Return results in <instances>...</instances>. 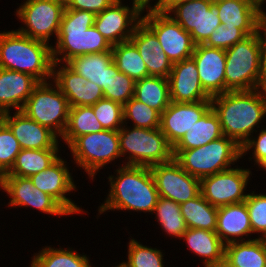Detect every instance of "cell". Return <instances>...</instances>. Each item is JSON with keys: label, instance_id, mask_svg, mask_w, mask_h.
I'll return each mask as SVG.
<instances>
[{"label": "cell", "instance_id": "cell-1", "mask_svg": "<svg viewBox=\"0 0 266 267\" xmlns=\"http://www.w3.org/2000/svg\"><path fill=\"white\" fill-rule=\"evenodd\" d=\"M211 108L219 118L223 135L242 147L266 116V94L258 89L227 91L211 97Z\"/></svg>", "mask_w": 266, "mask_h": 267}, {"label": "cell", "instance_id": "cell-2", "mask_svg": "<svg viewBox=\"0 0 266 267\" xmlns=\"http://www.w3.org/2000/svg\"><path fill=\"white\" fill-rule=\"evenodd\" d=\"M108 177L110 189L98 213L108 210L152 212L159 198L150 167L124 165ZM115 176V177H114Z\"/></svg>", "mask_w": 266, "mask_h": 267}, {"label": "cell", "instance_id": "cell-3", "mask_svg": "<svg viewBox=\"0 0 266 267\" xmlns=\"http://www.w3.org/2000/svg\"><path fill=\"white\" fill-rule=\"evenodd\" d=\"M95 17L89 11L65 9L56 46H51L53 62L67 63L77 56L112 50L111 44L95 28Z\"/></svg>", "mask_w": 266, "mask_h": 267}, {"label": "cell", "instance_id": "cell-4", "mask_svg": "<svg viewBox=\"0 0 266 267\" xmlns=\"http://www.w3.org/2000/svg\"><path fill=\"white\" fill-rule=\"evenodd\" d=\"M52 45L17 30L0 33V67L32 75L39 82L52 79Z\"/></svg>", "mask_w": 266, "mask_h": 267}, {"label": "cell", "instance_id": "cell-5", "mask_svg": "<svg viewBox=\"0 0 266 267\" xmlns=\"http://www.w3.org/2000/svg\"><path fill=\"white\" fill-rule=\"evenodd\" d=\"M265 47L261 27L256 33L225 50V92L257 89L261 58Z\"/></svg>", "mask_w": 266, "mask_h": 267}, {"label": "cell", "instance_id": "cell-6", "mask_svg": "<svg viewBox=\"0 0 266 267\" xmlns=\"http://www.w3.org/2000/svg\"><path fill=\"white\" fill-rule=\"evenodd\" d=\"M241 157V147L226 136L201 147L173 151V159L191 176L199 179L231 168Z\"/></svg>", "mask_w": 266, "mask_h": 267}, {"label": "cell", "instance_id": "cell-7", "mask_svg": "<svg viewBox=\"0 0 266 267\" xmlns=\"http://www.w3.org/2000/svg\"><path fill=\"white\" fill-rule=\"evenodd\" d=\"M124 124L119 132L120 153L125 165L151 167L173 159V147L160 128L145 129Z\"/></svg>", "mask_w": 266, "mask_h": 267}, {"label": "cell", "instance_id": "cell-8", "mask_svg": "<svg viewBox=\"0 0 266 267\" xmlns=\"http://www.w3.org/2000/svg\"><path fill=\"white\" fill-rule=\"evenodd\" d=\"M69 108L65 95L49 80L33 89L21 111L61 138L68 124Z\"/></svg>", "mask_w": 266, "mask_h": 267}, {"label": "cell", "instance_id": "cell-9", "mask_svg": "<svg viewBox=\"0 0 266 267\" xmlns=\"http://www.w3.org/2000/svg\"><path fill=\"white\" fill-rule=\"evenodd\" d=\"M77 166L94 180L96 173L121 156L119 132L102 130L77 137L69 146Z\"/></svg>", "mask_w": 266, "mask_h": 267}, {"label": "cell", "instance_id": "cell-10", "mask_svg": "<svg viewBox=\"0 0 266 267\" xmlns=\"http://www.w3.org/2000/svg\"><path fill=\"white\" fill-rule=\"evenodd\" d=\"M65 8V0H26L16 9V16L25 25L17 31L49 44L51 36L58 37Z\"/></svg>", "mask_w": 266, "mask_h": 267}, {"label": "cell", "instance_id": "cell-11", "mask_svg": "<svg viewBox=\"0 0 266 267\" xmlns=\"http://www.w3.org/2000/svg\"><path fill=\"white\" fill-rule=\"evenodd\" d=\"M141 21L156 35L161 48L172 63L191 58L195 44L186 32L169 14L147 8Z\"/></svg>", "mask_w": 266, "mask_h": 267}, {"label": "cell", "instance_id": "cell-12", "mask_svg": "<svg viewBox=\"0 0 266 267\" xmlns=\"http://www.w3.org/2000/svg\"><path fill=\"white\" fill-rule=\"evenodd\" d=\"M167 14L190 33L195 45L204 44L221 24L218 7L213 0H191L179 3Z\"/></svg>", "mask_w": 266, "mask_h": 267}, {"label": "cell", "instance_id": "cell-13", "mask_svg": "<svg viewBox=\"0 0 266 267\" xmlns=\"http://www.w3.org/2000/svg\"><path fill=\"white\" fill-rule=\"evenodd\" d=\"M251 171L242 167H231L219 173L200 179L203 198L213 206L220 207L244 202Z\"/></svg>", "mask_w": 266, "mask_h": 267}, {"label": "cell", "instance_id": "cell-14", "mask_svg": "<svg viewBox=\"0 0 266 267\" xmlns=\"http://www.w3.org/2000/svg\"><path fill=\"white\" fill-rule=\"evenodd\" d=\"M144 9L132 2V7L116 0L112 5L96 15L94 26L111 44L129 41L136 26L141 22Z\"/></svg>", "mask_w": 266, "mask_h": 267}, {"label": "cell", "instance_id": "cell-15", "mask_svg": "<svg viewBox=\"0 0 266 267\" xmlns=\"http://www.w3.org/2000/svg\"><path fill=\"white\" fill-rule=\"evenodd\" d=\"M159 197L182 204L198 196L200 179L188 174L172 159L150 167Z\"/></svg>", "mask_w": 266, "mask_h": 267}, {"label": "cell", "instance_id": "cell-16", "mask_svg": "<svg viewBox=\"0 0 266 267\" xmlns=\"http://www.w3.org/2000/svg\"><path fill=\"white\" fill-rule=\"evenodd\" d=\"M1 189L11 197L8 207H30L53 216L71 215L51 195L36 188L30 178L1 176Z\"/></svg>", "mask_w": 266, "mask_h": 267}, {"label": "cell", "instance_id": "cell-17", "mask_svg": "<svg viewBox=\"0 0 266 267\" xmlns=\"http://www.w3.org/2000/svg\"><path fill=\"white\" fill-rule=\"evenodd\" d=\"M211 108V101L177 103L171 101L161 113L160 129L174 147Z\"/></svg>", "mask_w": 266, "mask_h": 267}, {"label": "cell", "instance_id": "cell-18", "mask_svg": "<svg viewBox=\"0 0 266 267\" xmlns=\"http://www.w3.org/2000/svg\"><path fill=\"white\" fill-rule=\"evenodd\" d=\"M66 161L59 157L51 166L45 170L31 175L29 178L33 185L40 191L51 195L56 199L70 214L84 212L70 198L67 193L76 189L72 174L69 172Z\"/></svg>", "mask_w": 266, "mask_h": 267}, {"label": "cell", "instance_id": "cell-19", "mask_svg": "<svg viewBox=\"0 0 266 267\" xmlns=\"http://www.w3.org/2000/svg\"><path fill=\"white\" fill-rule=\"evenodd\" d=\"M61 64L53 62L52 81L65 95L70 107L92 106L104 98L100 86L77 74L66 63Z\"/></svg>", "mask_w": 266, "mask_h": 267}, {"label": "cell", "instance_id": "cell-20", "mask_svg": "<svg viewBox=\"0 0 266 267\" xmlns=\"http://www.w3.org/2000/svg\"><path fill=\"white\" fill-rule=\"evenodd\" d=\"M219 11L221 24L240 28L247 36L256 33L263 24L266 12L260 0H213Z\"/></svg>", "mask_w": 266, "mask_h": 267}, {"label": "cell", "instance_id": "cell-21", "mask_svg": "<svg viewBox=\"0 0 266 267\" xmlns=\"http://www.w3.org/2000/svg\"><path fill=\"white\" fill-rule=\"evenodd\" d=\"M168 82L170 98L173 102L211 101V96L201 85L198 70L192 57L173 63Z\"/></svg>", "mask_w": 266, "mask_h": 267}, {"label": "cell", "instance_id": "cell-22", "mask_svg": "<svg viewBox=\"0 0 266 267\" xmlns=\"http://www.w3.org/2000/svg\"><path fill=\"white\" fill-rule=\"evenodd\" d=\"M10 114V115H9ZM2 113V121L9 127L22 149H58L59 137L48 128L27 117L22 111Z\"/></svg>", "mask_w": 266, "mask_h": 267}, {"label": "cell", "instance_id": "cell-23", "mask_svg": "<svg viewBox=\"0 0 266 267\" xmlns=\"http://www.w3.org/2000/svg\"><path fill=\"white\" fill-rule=\"evenodd\" d=\"M192 58L203 89L211 96L225 93V50L195 45Z\"/></svg>", "mask_w": 266, "mask_h": 267}, {"label": "cell", "instance_id": "cell-24", "mask_svg": "<svg viewBox=\"0 0 266 267\" xmlns=\"http://www.w3.org/2000/svg\"><path fill=\"white\" fill-rule=\"evenodd\" d=\"M130 41L145 62L148 76L168 78L173 63L161 48L156 35L142 21L136 26Z\"/></svg>", "mask_w": 266, "mask_h": 267}, {"label": "cell", "instance_id": "cell-25", "mask_svg": "<svg viewBox=\"0 0 266 267\" xmlns=\"http://www.w3.org/2000/svg\"><path fill=\"white\" fill-rule=\"evenodd\" d=\"M39 83L30 74L0 67V112L21 111Z\"/></svg>", "mask_w": 266, "mask_h": 267}, {"label": "cell", "instance_id": "cell-26", "mask_svg": "<svg viewBox=\"0 0 266 267\" xmlns=\"http://www.w3.org/2000/svg\"><path fill=\"white\" fill-rule=\"evenodd\" d=\"M215 232L225 245L232 242L252 240V238L250 239L252 227L246 202L218 207ZM244 236L247 238L246 240Z\"/></svg>", "mask_w": 266, "mask_h": 267}, {"label": "cell", "instance_id": "cell-27", "mask_svg": "<svg viewBox=\"0 0 266 267\" xmlns=\"http://www.w3.org/2000/svg\"><path fill=\"white\" fill-rule=\"evenodd\" d=\"M195 255L202 257L204 267H214L224 260L225 244L215 231L187 228L181 237Z\"/></svg>", "mask_w": 266, "mask_h": 267}, {"label": "cell", "instance_id": "cell-28", "mask_svg": "<svg viewBox=\"0 0 266 267\" xmlns=\"http://www.w3.org/2000/svg\"><path fill=\"white\" fill-rule=\"evenodd\" d=\"M224 260L233 267H266V239L226 244Z\"/></svg>", "mask_w": 266, "mask_h": 267}, {"label": "cell", "instance_id": "cell-29", "mask_svg": "<svg viewBox=\"0 0 266 267\" xmlns=\"http://www.w3.org/2000/svg\"><path fill=\"white\" fill-rule=\"evenodd\" d=\"M112 62V52L107 51L77 56L66 64L77 74L94 82L104 91L108 87L109 64Z\"/></svg>", "mask_w": 266, "mask_h": 267}, {"label": "cell", "instance_id": "cell-30", "mask_svg": "<svg viewBox=\"0 0 266 267\" xmlns=\"http://www.w3.org/2000/svg\"><path fill=\"white\" fill-rule=\"evenodd\" d=\"M223 135L217 114L210 108L205 115L186 132L184 137L173 147V151L189 150L208 144Z\"/></svg>", "mask_w": 266, "mask_h": 267}, {"label": "cell", "instance_id": "cell-31", "mask_svg": "<svg viewBox=\"0 0 266 267\" xmlns=\"http://www.w3.org/2000/svg\"><path fill=\"white\" fill-rule=\"evenodd\" d=\"M59 149H22L11 169L2 176L29 178L51 166L60 156Z\"/></svg>", "mask_w": 266, "mask_h": 267}, {"label": "cell", "instance_id": "cell-32", "mask_svg": "<svg viewBox=\"0 0 266 267\" xmlns=\"http://www.w3.org/2000/svg\"><path fill=\"white\" fill-rule=\"evenodd\" d=\"M134 98L161 114L171 103L168 78L148 76L135 81Z\"/></svg>", "mask_w": 266, "mask_h": 267}, {"label": "cell", "instance_id": "cell-33", "mask_svg": "<svg viewBox=\"0 0 266 267\" xmlns=\"http://www.w3.org/2000/svg\"><path fill=\"white\" fill-rule=\"evenodd\" d=\"M180 210L187 228L216 231L218 207L208 203L201 193L180 204Z\"/></svg>", "mask_w": 266, "mask_h": 267}, {"label": "cell", "instance_id": "cell-34", "mask_svg": "<svg viewBox=\"0 0 266 267\" xmlns=\"http://www.w3.org/2000/svg\"><path fill=\"white\" fill-rule=\"evenodd\" d=\"M104 130L97 120L92 106L69 108L68 124L61 139L69 146L77 137Z\"/></svg>", "mask_w": 266, "mask_h": 267}, {"label": "cell", "instance_id": "cell-35", "mask_svg": "<svg viewBox=\"0 0 266 267\" xmlns=\"http://www.w3.org/2000/svg\"><path fill=\"white\" fill-rule=\"evenodd\" d=\"M31 260L30 267H92L86 255H81L70 247H44L39 253H35Z\"/></svg>", "mask_w": 266, "mask_h": 267}, {"label": "cell", "instance_id": "cell-36", "mask_svg": "<svg viewBox=\"0 0 266 267\" xmlns=\"http://www.w3.org/2000/svg\"><path fill=\"white\" fill-rule=\"evenodd\" d=\"M112 58L118 70L134 81L148 77L145 62L136 46L129 40L112 46Z\"/></svg>", "mask_w": 266, "mask_h": 267}, {"label": "cell", "instance_id": "cell-37", "mask_svg": "<svg viewBox=\"0 0 266 267\" xmlns=\"http://www.w3.org/2000/svg\"><path fill=\"white\" fill-rule=\"evenodd\" d=\"M155 219L161 228L170 236L181 238L187 230L180 204L171 199L159 197L154 208Z\"/></svg>", "mask_w": 266, "mask_h": 267}, {"label": "cell", "instance_id": "cell-38", "mask_svg": "<svg viewBox=\"0 0 266 267\" xmlns=\"http://www.w3.org/2000/svg\"><path fill=\"white\" fill-rule=\"evenodd\" d=\"M135 81L120 72L114 62L109 64L108 87L103 91L104 98L124 105L134 97Z\"/></svg>", "mask_w": 266, "mask_h": 267}, {"label": "cell", "instance_id": "cell-39", "mask_svg": "<svg viewBox=\"0 0 266 267\" xmlns=\"http://www.w3.org/2000/svg\"><path fill=\"white\" fill-rule=\"evenodd\" d=\"M124 124L131 119L132 127L156 129L160 128L161 114L146 104L132 97L123 105Z\"/></svg>", "mask_w": 266, "mask_h": 267}, {"label": "cell", "instance_id": "cell-40", "mask_svg": "<svg viewBox=\"0 0 266 267\" xmlns=\"http://www.w3.org/2000/svg\"><path fill=\"white\" fill-rule=\"evenodd\" d=\"M128 244V260L124 262L127 267H164L161 250L145 246L134 238Z\"/></svg>", "mask_w": 266, "mask_h": 267}, {"label": "cell", "instance_id": "cell-41", "mask_svg": "<svg viewBox=\"0 0 266 267\" xmlns=\"http://www.w3.org/2000/svg\"><path fill=\"white\" fill-rule=\"evenodd\" d=\"M94 114L104 130L119 131L124 125L123 105L109 99H100L92 105Z\"/></svg>", "mask_w": 266, "mask_h": 267}, {"label": "cell", "instance_id": "cell-42", "mask_svg": "<svg viewBox=\"0 0 266 267\" xmlns=\"http://www.w3.org/2000/svg\"><path fill=\"white\" fill-rule=\"evenodd\" d=\"M22 150L19 142L9 127L0 121V176L6 174L13 166L16 156Z\"/></svg>", "mask_w": 266, "mask_h": 267}, {"label": "cell", "instance_id": "cell-43", "mask_svg": "<svg viewBox=\"0 0 266 267\" xmlns=\"http://www.w3.org/2000/svg\"><path fill=\"white\" fill-rule=\"evenodd\" d=\"M249 213L252 233H260V238L266 239V194L248 193L245 200Z\"/></svg>", "mask_w": 266, "mask_h": 267}, {"label": "cell", "instance_id": "cell-44", "mask_svg": "<svg viewBox=\"0 0 266 267\" xmlns=\"http://www.w3.org/2000/svg\"><path fill=\"white\" fill-rule=\"evenodd\" d=\"M247 35L237 27L227 28L220 24L204 43L205 46L220 49H229L237 42L243 40Z\"/></svg>", "mask_w": 266, "mask_h": 267}, {"label": "cell", "instance_id": "cell-45", "mask_svg": "<svg viewBox=\"0 0 266 267\" xmlns=\"http://www.w3.org/2000/svg\"><path fill=\"white\" fill-rule=\"evenodd\" d=\"M258 137L249 138L241 147V157H244L249 150L253 149L252 151V158L254 163L257 164L263 157L266 156V129H261Z\"/></svg>", "mask_w": 266, "mask_h": 267}, {"label": "cell", "instance_id": "cell-46", "mask_svg": "<svg viewBox=\"0 0 266 267\" xmlns=\"http://www.w3.org/2000/svg\"><path fill=\"white\" fill-rule=\"evenodd\" d=\"M116 0H65V9L85 10L99 14Z\"/></svg>", "mask_w": 266, "mask_h": 267}, {"label": "cell", "instance_id": "cell-47", "mask_svg": "<svg viewBox=\"0 0 266 267\" xmlns=\"http://www.w3.org/2000/svg\"><path fill=\"white\" fill-rule=\"evenodd\" d=\"M257 89L266 94V47L261 58L260 75L257 82Z\"/></svg>", "mask_w": 266, "mask_h": 267}, {"label": "cell", "instance_id": "cell-48", "mask_svg": "<svg viewBox=\"0 0 266 267\" xmlns=\"http://www.w3.org/2000/svg\"><path fill=\"white\" fill-rule=\"evenodd\" d=\"M191 0H160L153 8L159 12L168 13L175 5Z\"/></svg>", "mask_w": 266, "mask_h": 267}, {"label": "cell", "instance_id": "cell-49", "mask_svg": "<svg viewBox=\"0 0 266 267\" xmlns=\"http://www.w3.org/2000/svg\"><path fill=\"white\" fill-rule=\"evenodd\" d=\"M132 1L139 4L145 10L146 8H153L160 0L154 2L155 4H153V6L150 4L151 0H132Z\"/></svg>", "mask_w": 266, "mask_h": 267}, {"label": "cell", "instance_id": "cell-50", "mask_svg": "<svg viewBox=\"0 0 266 267\" xmlns=\"http://www.w3.org/2000/svg\"><path fill=\"white\" fill-rule=\"evenodd\" d=\"M256 165H258L259 168L265 169L266 171V156L263 157Z\"/></svg>", "mask_w": 266, "mask_h": 267}, {"label": "cell", "instance_id": "cell-51", "mask_svg": "<svg viewBox=\"0 0 266 267\" xmlns=\"http://www.w3.org/2000/svg\"><path fill=\"white\" fill-rule=\"evenodd\" d=\"M214 267H233L230 264H228L225 260H223L222 262H220L217 266Z\"/></svg>", "mask_w": 266, "mask_h": 267}, {"label": "cell", "instance_id": "cell-52", "mask_svg": "<svg viewBox=\"0 0 266 267\" xmlns=\"http://www.w3.org/2000/svg\"><path fill=\"white\" fill-rule=\"evenodd\" d=\"M262 29L264 33V38H265V44H266V17L264 18L263 24H262Z\"/></svg>", "mask_w": 266, "mask_h": 267}, {"label": "cell", "instance_id": "cell-53", "mask_svg": "<svg viewBox=\"0 0 266 267\" xmlns=\"http://www.w3.org/2000/svg\"><path fill=\"white\" fill-rule=\"evenodd\" d=\"M115 267H127L126 264L124 262L120 263L119 265L115 266Z\"/></svg>", "mask_w": 266, "mask_h": 267}, {"label": "cell", "instance_id": "cell-54", "mask_svg": "<svg viewBox=\"0 0 266 267\" xmlns=\"http://www.w3.org/2000/svg\"><path fill=\"white\" fill-rule=\"evenodd\" d=\"M2 120V113L0 112V121Z\"/></svg>", "mask_w": 266, "mask_h": 267}]
</instances>
